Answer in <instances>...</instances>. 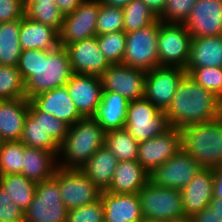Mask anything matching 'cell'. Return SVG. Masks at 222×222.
<instances>
[{
	"mask_svg": "<svg viewBox=\"0 0 222 222\" xmlns=\"http://www.w3.org/2000/svg\"><path fill=\"white\" fill-rule=\"evenodd\" d=\"M208 207L222 219V199L212 198Z\"/></svg>",
	"mask_w": 222,
	"mask_h": 222,
	"instance_id": "49",
	"label": "cell"
},
{
	"mask_svg": "<svg viewBox=\"0 0 222 222\" xmlns=\"http://www.w3.org/2000/svg\"><path fill=\"white\" fill-rule=\"evenodd\" d=\"M25 82L26 98L66 85L73 75L66 47L22 51L17 64Z\"/></svg>",
	"mask_w": 222,
	"mask_h": 222,
	"instance_id": "1",
	"label": "cell"
},
{
	"mask_svg": "<svg viewBox=\"0 0 222 222\" xmlns=\"http://www.w3.org/2000/svg\"><path fill=\"white\" fill-rule=\"evenodd\" d=\"M68 128L69 125L64 121L49 113L40 112L29 102L20 141L25 146L47 150L58 158L60 145L65 140Z\"/></svg>",
	"mask_w": 222,
	"mask_h": 222,
	"instance_id": "5",
	"label": "cell"
},
{
	"mask_svg": "<svg viewBox=\"0 0 222 222\" xmlns=\"http://www.w3.org/2000/svg\"><path fill=\"white\" fill-rule=\"evenodd\" d=\"M50 2V1H55V0H23V3H38V2Z\"/></svg>",
	"mask_w": 222,
	"mask_h": 222,
	"instance_id": "50",
	"label": "cell"
},
{
	"mask_svg": "<svg viewBox=\"0 0 222 222\" xmlns=\"http://www.w3.org/2000/svg\"><path fill=\"white\" fill-rule=\"evenodd\" d=\"M125 33L133 32L148 26L158 19L153 11L142 1L132 0L124 8Z\"/></svg>",
	"mask_w": 222,
	"mask_h": 222,
	"instance_id": "34",
	"label": "cell"
},
{
	"mask_svg": "<svg viewBox=\"0 0 222 222\" xmlns=\"http://www.w3.org/2000/svg\"><path fill=\"white\" fill-rule=\"evenodd\" d=\"M23 4L25 17L51 26L58 32L61 30L64 15L60 12L55 1Z\"/></svg>",
	"mask_w": 222,
	"mask_h": 222,
	"instance_id": "33",
	"label": "cell"
},
{
	"mask_svg": "<svg viewBox=\"0 0 222 222\" xmlns=\"http://www.w3.org/2000/svg\"><path fill=\"white\" fill-rule=\"evenodd\" d=\"M141 222H165V221L143 218Z\"/></svg>",
	"mask_w": 222,
	"mask_h": 222,
	"instance_id": "52",
	"label": "cell"
},
{
	"mask_svg": "<svg viewBox=\"0 0 222 222\" xmlns=\"http://www.w3.org/2000/svg\"><path fill=\"white\" fill-rule=\"evenodd\" d=\"M66 222H104V205L101 199L92 204L68 210Z\"/></svg>",
	"mask_w": 222,
	"mask_h": 222,
	"instance_id": "41",
	"label": "cell"
},
{
	"mask_svg": "<svg viewBox=\"0 0 222 222\" xmlns=\"http://www.w3.org/2000/svg\"><path fill=\"white\" fill-rule=\"evenodd\" d=\"M0 222H25L24 211L9 197L7 190L0 186Z\"/></svg>",
	"mask_w": 222,
	"mask_h": 222,
	"instance_id": "42",
	"label": "cell"
},
{
	"mask_svg": "<svg viewBox=\"0 0 222 222\" xmlns=\"http://www.w3.org/2000/svg\"><path fill=\"white\" fill-rule=\"evenodd\" d=\"M188 75L205 90L214 93L222 100V67H199Z\"/></svg>",
	"mask_w": 222,
	"mask_h": 222,
	"instance_id": "39",
	"label": "cell"
},
{
	"mask_svg": "<svg viewBox=\"0 0 222 222\" xmlns=\"http://www.w3.org/2000/svg\"><path fill=\"white\" fill-rule=\"evenodd\" d=\"M104 141L105 131L98 122L92 117L82 118L68 128L65 140L60 145L58 167L81 168L99 148L104 146Z\"/></svg>",
	"mask_w": 222,
	"mask_h": 222,
	"instance_id": "3",
	"label": "cell"
},
{
	"mask_svg": "<svg viewBox=\"0 0 222 222\" xmlns=\"http://www.w3.org/2000/svg\"><path fill=\"white\" fill-rule=\"evenodd\" d=\"M98 0H83L72 13L65 15L59 31V45H68L97 36Z\"/></svg>",
	"mask_w": 222,
	"mask_h": 222,
	"instance_id": "12",
	"label": "cell"
},
{
	"mask_svg": "<svg viewBox=\"0 0 222 222\" xmlns=\"http://www.w3.org/2000/svg\"><path fill=\"white\" fill-rule=\"evenodd\" d=\"M118 161L104 145L80 169L101 191H106L112 182Z\"/></svg>",
	"mask_w": 222,
	"mask_h": 222,
	"instance_id": "29",
	"label": "cell"
},
{
	"mask_svg": "<svg viewBox=\"0 0 222 222\" xmlns=\"http://www.w3.org/2000/svg\"><path fill=\"white\" fill-rule=\"evenodd\" d=\"M37 183L22 174L2 175L0 186L24 212L33 200Z\"/></svg>",
	"mask_w": 222,
	"mask_h": 222,
	"instance_id": "31",
	"label": "cell"
},
{
	"mask_svg": "<svg viewBox=\"0 0 222 222\" xmlns=\"http://www.w3.org/2000/svg\"><path fill=\"white\" fill-rule=\"evenodd\" d=\"M66 49L73 74L100 77L111 65L99 49L97 36L74 42Z\"/></svg>",
	"mask_w": 222,
	"mask_h": 222,
	"instance_id": "17",
	"label": "cell"
},
{
	"mask_svg": "<svg viewBox=\"0 0 222 222\" xmlns=\"http://www.w3.org/2000/svg\"><path fill=\"white\" fill-rule=\"evenodd\" d=\"M201 169L183 148L149 173V180L165 188L182 190Z\"/></svg>",
	"mask_w": 222,
	"mask_h": 222,
	"instance_id": "14",
	"label": "cell"
},
{
	"mask_svg": "<svg viewBox=\"0 0 222 222\" xmlns=\"http://www.w3.org/2000/svg\"><path fill=\"white\" fill-rule=\"evenodd\" d=\"M68 209L64 206L58 183L53 179L37 182L32 202L24 212L25 222H66Z\"/></svg>",
	"mask_w": 222,
	"mask_h": 222,
	"instance_id": "9",
	"label": "cell"
},
{
	"mask_svg": "<svg viewBox=\"0 0 222 222\" xmlns=\"http://www.w3.org/2000/svg\"><path fill=\"white\" fill-rule=\"evenodd\" d=\"M83 0H55L60 12L65 16L72 13Z\"/></svg>",
	"mask_w": 222,
	"mask_h": 222,
	"instance_id": "46",
	"label": "cell"
},
{
	"mask_svg": "<svg viewBox=\"0 0 222 222\" xmlns=\"http://www.w3.org/2000/svg\"><path fill=\"white\" fill-rule=\"evenodd\" d=\"M19 39L22 51L53 50L59 46V32L57 30L25 16L21 19Z\"/></svg>",
	"mask_w": 222,
	"mask_h": 222,
	"instance_id": "27",
	"label": "cell"
},
{
	"mask_svg": "<svg viewBox=\"0 0 222 222\" xmlns=\"http://www.w3.org/2000/svg\"><path fill=\"white\" fill-rule=\"evenodd\" d=\"M147 72L123 64H111L100 76L104 91L115 92L131 102L144 98Z\"/></svg>",
	"mask_w": 222,
	"mask_h": 222,
	"instance_id": "15",
	"label": "cell"
},
{
	"mask_svg": "<svg viewBox=\"0 0 222 222\" xmlns=\"http://www.w3.org/2000/svg\"><path fill=\"white\" fill-rule=\"evenodd\" d=\"M138 196L143 218L173 222L185 217L181 190L158 186L148 180Z\"/></svg>",
	"mask_w": 222,
	"mask_h": 222,
	"instance_id": "6",
	"label": "cell"
},
{
	"mask_svg": "<svg viewBox=\"0 0 222 222\" xmlns=\"http://www.w3.org/2000/svg\"><path fill=\"white\" fill-rule=\"evenodd\" d=\"M24 144L7 141L0 147V172L2 175L20 174L23 166Z\"/></svg>",
	"mask_w": 222,
	"mask_h": 222,
	"instance_id": "36",
	"label": "cell"
},
{
	"mask_svg": "<svg viewBox=\"0 0 222 222\" xmlns=\"http://www.w3.org/2000/svg\"><path fill=\"white\" fill-rule=\"evenodd\" d=\"M165 114L171 128L206 123L222 116V100L185 74Z\"/></svg>",
	"mask_w": 222,
	"mask_h": 222,
	"instance_id": "2",
	"label": "cell"
},
{
	"mask_svg": "<svg viewBox=\"0 0 222 222\" xmlns=\"http://www.w3.org/2000/svg\"><path fill=\"white\" fill-rule=\"evenodd\" d=\"M149 180V173L137 160L118 161L112 182L106 190L115 194H136Z\"/></svg>",
	"mask_w": 222,
	"mask_h": 222,
	"instance_id": "25",
	"label": "cell"
},
{
	"mask_svg": "<svg viewBox=\"0 0 222 222\" xmlns=\"http://www.w3.org/2000/svg\"><path fill=\"white\" fill-rule=\"evenodd\" d=\"M21 19L0 23V65L17 66L20 54Z\"/></svg>",
	"mask_w": 222,
	"mask_h": 222,
	"instance_id": "30",
	"label": "cell"
},
{
	"mask_svg": "<svg viewBox=\"0 0 222 222\" xmlns=\"http://www.w3.org/2000/svg\"><path fill=\"white\" fill-rule=\"evenodd\" d=\"M23 0H0V23L24 17Z\"/></svg>",
	"mask_w": 222,
	"mask_h": 222,
	"instance_id": "43",
	"label": "cell"
},
{
	"mask_svg": "<svg viewBox=\"0 0 222 222\" xmlns=\"http://www.w3.org/2000/svg\"><path fill=\"white\" fill-rule=\"evenodd\" d=\"M101 53L110 64H122L126 47V33L122 31L97 35Z\"/></svg>",
	"mask_w": 222,
	"mask_h": 222,
	"instance_id": "37",
	"label": "cell"
},
{
	"mask_svg": "<svg viewBox=\"0 0 222 222\" xmlns=\"http://www.w3.org/2000/svg\"><path fill=\"white\" fill-rule=\"evenodd\" d=\"M66 86L78 112L84 118L92 117L101 101L103 88L100 77L73 74Z\"/></svg>",
	"mask_w": 222,
	"mask_h": 222,
	"instance_id": "19",
	"label": "cell"
},
{
	"mask_svg": "<svg viewBox=\"0 0 222 222\" xmlns=\"http://www.w3.org/2000/svg\"><path fill=\"white\" fill-rule=\"evenodd\" d=\"M128 104L123 96L110 91H102L101 101L92 116L105 131L123 129L127 120Z\"/></svg>",
	"mask_w": 222,
	"mask_h": 222,
	"instance_id": "24",
	"label": "cell"
},
{
	"mask_svg": "<svg viewBox=\"0 0 222 222\" xmlns=\"http://www.w3.org/2000/svg\"><path fill=\"white\" fill-rule=\"evenodd\" d=\"M196 2L197 0H166L158 19L165 23L184 24Z\"/></svg>",
	"mask_w": 222,
	"mask_h": 222,
	"instance_id": "40",
	"label": "cell"
},
{
	"mask_svg": "<svg viewBox=\"0 0 222 222\" xmlns=\"http://www.w3.org/2000/svg\"><path fill=\"white\" fill-rule=\"evenodd\" d=\"M53 179L58 183L64 206L70 210L100 199L101 190L78 169L57 168Z\"/></svg>",
	"mask_w": 222,
	"mask_h": 222,
	"instance_id": "10",
	"label": "cell"
},
{
	"mask_svg": "<svg viewBox=\"0 0 222 222\" xmlns=\"http://www.w3.org/2000/svg\"><path fill=\"white\" fill-rule=\"evenodd\" d=\"M192 37L222 35V0H197L183 24Z\"/></svg>",
	"mask_w": 222,
	"mask_h": 222,
	"instance_id": "18",
	"label": "cell"
},
{
	"mask_svg": "<svg viewBox=\"0 0 222 222\" xmlns=\"http://www.w3.org/2000/svg\"><path fill=\"white\" fill-rule=\"evenodd\" d=\"M132 0H98L100 4H104L111 7L124 8Z\"/></svg>",
	"mask_w": 222,
	"mask_h": 222,
	"instance_id": "48",
	"label": "cell"
},
{
	"mask_svg": "<svg viewBox=\"0 0 222 222\" xmlns=\"http://www.w3.org/2000/svg\"><path fill=\"white\" fill-rule=\"evenodd\" d=\"M30 102L40 112L49 113L69 126L84 118L69 97L66 85L40 93L32 97Z\"/></svg>",
	"mask_w": 222,
	"mask_h": 222,
	"instance_id": "20",
	"label": "cell"
},
{
	"mask_svg": "<svg viewBox=\"0 0 222 222\" xmlns=\"http://www.w3.org/2000/svg\"><path fill=\"white\" fill-rule=\"evenodd\" d=\"M181 148L201 168L222 167V116L210 122L181 128Z\"/></svg>",
	"mask_w": 222,
	"mask_h": 222,
	"instance_id": "4",
	"label": "cell"
},
{
	"mask_svg": "<svg viewBox=\"0 0 222 222\" xmlns=\"http://www.w3.org/2000/svg\"><path fill=\"white\" fill-rule=\"evenodd\" d=\"M192 35L183 24L161 22L158 35L159 66L186 68Z\"/></svg>",
	"mask_w": 222,
	"mask_h": 222,
	"instance_id": "11",
	"label": "cell"
},
{
	"mask_svg": "<svg viewBox=\"0 0 222 222\" xmlns=\"http://www.w3.org/2000/svg\"><path fill=\"white\" fill-rule=\"evenodd\" d=\"M199 67H222V35L192 37L186 74Z\"/></svg>",
	"mask_w": 222,
	"mask_h": 222,
	"instance_id": "26",
	"label": "cell"
},
{
	"mask_svg": "<svg viewBox=\"0 0 222 222\" xmlns=\"http://www.w3.org/2000/svg\"><path fill=\"white\" fill-rule=\"evenodd\" d=\"M104 145L119 161L138 159L139 142L125 128L105 132Z\"/></svg>",
	"mask_w": 222,
	"mask_h": 222,
	"instance_id": "32",
	"label": "cell"
},
{
	"mask_svg": "<svg viewBox=\"0 0 222 222\" xmlns=\"http://www.w3.org/2000/svg\"><path fill=\"white\" fill-rule=\"evenodd\" d=\"M57 168L58 158L53 153L24 145L20 174L37 183L53 178Z\"/></svg>",
	"mask_w": 222,
	"mask_h": 222,
	"instance_id": "28",
	"label": "cell"
},
{
	"mask_svg": "<svg viewBox=\"0 0 222 222\" xmlns=\"http://www.w3.org/2000/svg\"><path fill=\"white\" fill-rule=\"evenodd\" d=\"M124 128L137 142H142L163 134L170 126L165 112L141 98L129 102Z\"/></svg>",
	"mask_w": 222,
	"mask_h": 222,
	"instance_id": "8",
	"label": "cell"
},
{
	"mask_svg": "<svg viewBox=\"0 0 222 222\" xmlns=\"http://www.w3.org/2000/svg\"><path fill=\"white\" fill-rule=\"evenodd\" d=\"M161 21L157 19L142 29L126 33L122 64L149 71L159 66L158 35Z\"/></svg>",
	"mask_w": 222,
	"mask_h": 222,
	"instance_id": "7",
	"label": "cell"
},
{
	"mask_svg": "<svg viewBox=\"0 0 222 222\" xmlns=\"http://www.w3.org/2000/svg\"><path fill=\"white\" fill-rule=\"evenodd\" d=\"M185 74L184 68L176 66H157L147 71L144 98L158 110L165 112Z\"/></svg>",
	"mask_w": 222,
	"mask_h": 222,
	"instance_id": "13",
	"label": "cell"
},
{
	"mask_svg": "<svg viewBox=\"0 0 222 222\" xmlns=\"http://www.w3.org/2000/svg\"><path fill=\"white\" fill-rule=\"evenodd\" d=\"M185 217H193L208 207L213 198L212 169L201 168L181 190Z\"/></svg>",
	"mask_w": 222,
	"mask_h": 222,
	"instance_id": "21",
	"label": "cell"
},
{
	"mask_svg": "<svg viewBox=\"0 0 222 222\" xmlns=\"http://www.w3.org/2000/svg\"><path fill=\"white\" fill-rule=\"evenodd\" d=\"M122 8L111 7L99 3V14L96 24L97 35L122 31L124 27Z\"/></svg>",
	"mask_w": 222,
	"mask_h": 222,
	"instance_id": "38",
	"label": "cell"
},
{
	"mask_svg": "<svg viewBox=\"0 0 222 222\" xmlns=\"http://www.w3.org/2000/svg\"><path fill=\"white\" fill-rule=\"evenodd\" d=\"M104 222H141L143 215L140 199L136 194H115L102 191Z\"/></svg>",
	"mask_w": 222,
	"mask_h": 222,
	"instance_id": "22",
	"label": "cell"
},
{
	"mask_svg": "<svg viewBox=\"0 0 222 222\" xmlns=\"http://www.w3.org/2000/svg\"><path fill=\"white\" fill-rule=\"evenodd\" d=\"M29 102L26 97L0 100V134L5 142L21 140Z\"/></svg>",
	"mask_w": 222,
	"mask_h": 222,
	"instance_id": "23",
	"label": "cell"
},
{
	"mask_svg": "<svg viewBox=\"0 0 222 222\" xmlns=\"http://www.w3.org/2000/svg\"><path fill=\"white\" fill-rule=\"evenodd\" d=\"M213 198L222 199V167L212 169Z\"/></svg>",
	"mask_w": 222,
	"mask_h": 222,
	"instance_id": "45",
	"label": "cell"
},
{
	"mask_svg": "<svg viewBox=\"0 0 222 222\" xmlns=\"http://www.w3.org/2000/svg\"><path fill=\"white\" fill-rule=\"evenodd\" d=\"M181 149V129L169 128L163 134L139 142L137 161L151 173Z\"/></svg>",
	"mask_w": 222,
	"mask_h": 222,
	"instance_id": "16",
	"label": "cell"
},
{
	"mask_svg": "<svg viewBox=\"0 0 222 222\" xmlns=\"http://www.w3.org/2000/svg\"><path fill=\"white\" fill-rule=\"evenodd\" d=\"M173 222H194L192 218L190 217H184L182 219H179V220H175Z\"/></svg>",
	"mask_w": 222,
	"mask_h": 222,
	"instance_id": "51",
	"label": "cell"
},
{
	"mask_svg": "<svg viewBox=\"0 0 222 222\" xmlns=\"http://www.w3.org/2000/svg\"><path fill=\"white\" fill-rule=\"evenodd\" d=\"M5 141L3 140L1 134H0V147L2 146V144L4 143Z\"/></svg>",
	"mask_w": 222,
	"mask_h": 222,
	"instance_id": "53",
	"label": "cell"
},
{
	"mask_svg": "<svg viewBox=\"0 0 222 222\" xmlns=\"http://www.w3.org/2000/svg\"><path fill=\"white\" fill-rule=\"evenodd\" d=\"M191 218L194 222H222V219L209 207L202 209Z\"/></svg>",
	"mask_w": 222,
	"mask_h": 222,
	"instance_id": "44",
	"label": "cell"
},
{
	"mask_svg": "<svg viewBox=\"0 0 222 222\" xmlns=\"http://www.w3.org/2000/svg\"><path fill=\"white\" fill-rule=\"evenodd\" d=\"M24 97L25 82L17 66L0 65V100Z\"/></svg>",
	"mask_w": 222,
	"mask_h": 222,
	"instance_id": "35",
	"label": "cell"
},
{
	"mask_svg": "<svg viewBox=\"0 0 222 222\" xmlns=\"http://www.w3.org/2000/svg\"><path fill=\"white\" fill-rule=\"evenodd\" d=\"M159 17L165 7L166 0H142Z\"/></svg>",
	"mask_w": 222,
	"mask_h": 222,
	"instance_id": "47",
	"label": "cell"
}]
</instances>
